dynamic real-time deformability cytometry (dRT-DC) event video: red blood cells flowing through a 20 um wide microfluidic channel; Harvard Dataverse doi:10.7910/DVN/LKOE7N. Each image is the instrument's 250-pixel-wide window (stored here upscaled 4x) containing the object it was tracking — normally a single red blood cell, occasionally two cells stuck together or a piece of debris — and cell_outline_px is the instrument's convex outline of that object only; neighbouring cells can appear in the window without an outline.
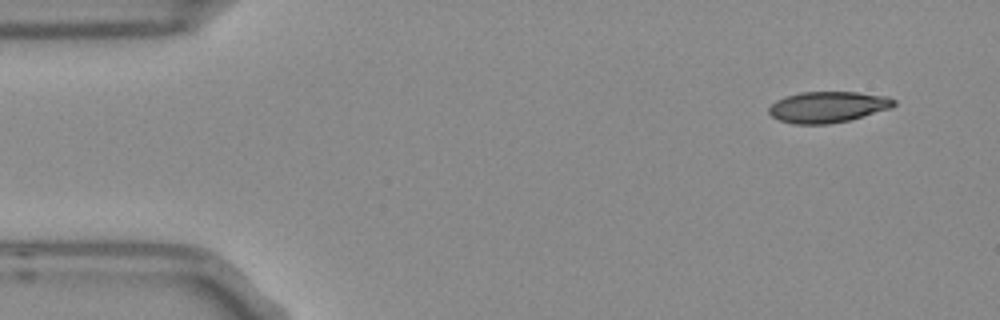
{"species": "Egyptian fruit bat (a non-hibernating species)", "species_latin": "Rousettus aegyptiacus", "temperature_condition": "room temperature", "stored_images_in_passage": 4, "camera_frame_rate_fps": 3000, "um_per_image_px": 0.085, "frame": {"image": 1, "passage_image": 1, "time_ms": 0.0, "image_size_px": [1000, 320], "cell_outline_px": [[896, 104], [892, 108], [848, 120], [828, 124], [792, 124], [780, 120], [772, 116], [768, 112], [768, 108], [776, 100], [784, 96], [800, 92], [856, 92], [888, 96], [896, 100]], "centroid_in_image_um": [70.36, 9.09], "position_along_channel_um": 14.6, "area_um2": 22.72}}
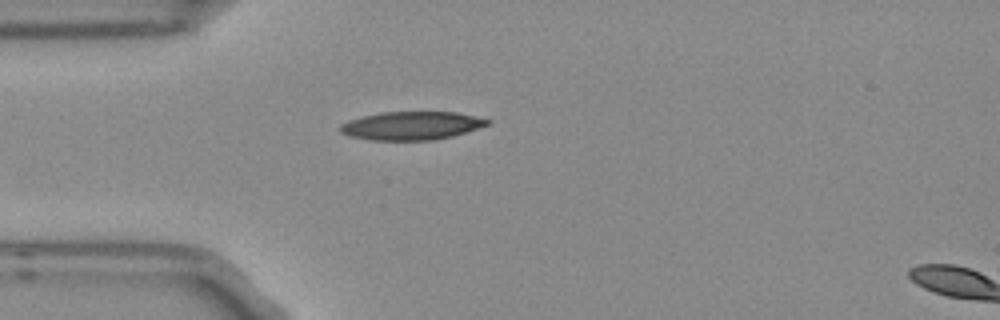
{"frame": {"image": 2, "passage_image": 4, "time_ms": 1.0, "image_size_px": [1000, 320], "cell_outline_px": [[492, 120], [488, 124], [452, 136], [436, 140], [372, 140], [348, 136], [340, 132], [340, 124], [348, 120], [360, 116], [380, 112], [456, 112]], "centroid_in_image_um": [34.91, 10.68], "position_along_channel_um": 50.1, "area_um2": 24.28}}